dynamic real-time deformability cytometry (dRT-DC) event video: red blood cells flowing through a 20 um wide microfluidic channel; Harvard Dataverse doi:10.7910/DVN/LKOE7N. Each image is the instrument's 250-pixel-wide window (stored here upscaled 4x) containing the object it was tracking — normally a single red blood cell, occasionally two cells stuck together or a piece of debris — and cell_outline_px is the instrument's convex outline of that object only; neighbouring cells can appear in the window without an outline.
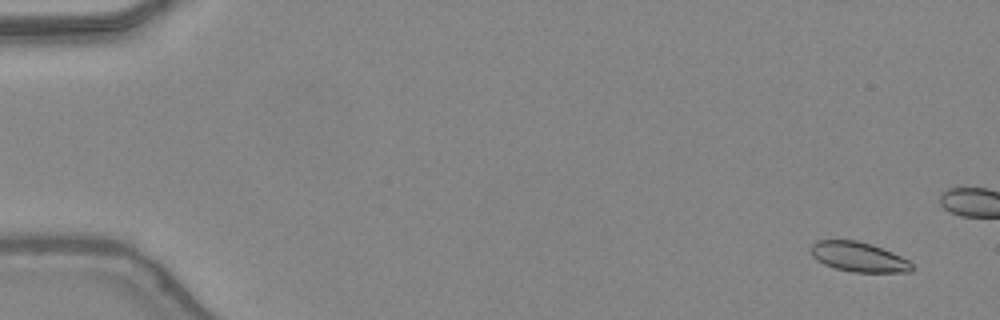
{"species": "common noctule bat (a hibernating species)", "species_latin": "Nyctalus noctula", "temperature_condition": "warm", "stored_images_in_passage": 16, "camera_frame_rate_fps": 3000, "um_per_image_px": 0.085, "animal": {"sex": "female", "body_mass_g": 24.6, "forearm_length_mm": 56.2}, "frame": {"image": 1, "passage_image": 3, "time_ms": 0.667, "image_size_px": [1000, 320], "cell_outline_px": [[912, 268], [908, 272], [852, 272], [836, 268], [824, 264], [816, 260], [812, 256], [808, 248], [816, 240], [856, 240], [872, 244], [892, 252], [908, 260], [912, 264]], "centroid_in_image_um": [72.92, 21.82], "position_along_channel_um": 12.1, "area_um2": 17.57}}